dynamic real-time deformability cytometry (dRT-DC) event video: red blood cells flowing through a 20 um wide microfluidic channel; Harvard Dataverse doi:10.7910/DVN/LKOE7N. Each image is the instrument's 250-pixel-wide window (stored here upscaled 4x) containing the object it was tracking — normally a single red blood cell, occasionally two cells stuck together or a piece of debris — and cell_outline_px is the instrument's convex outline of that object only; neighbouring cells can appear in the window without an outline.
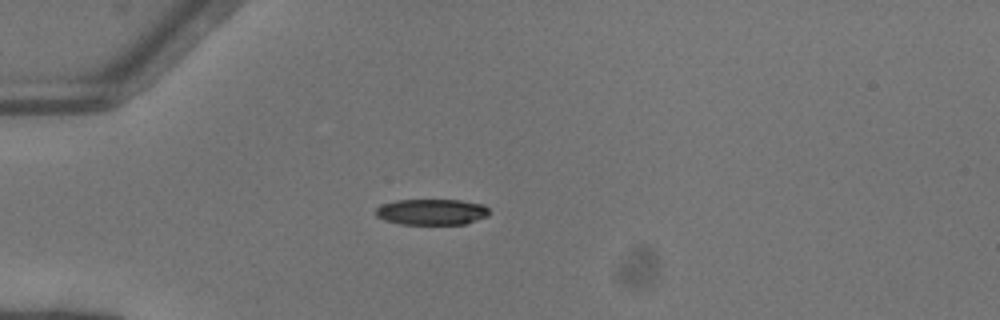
{"species": "common noctule bat (a hibernating species)", "species_latin": "Nyctalus noctula", "temperature_condition": "warm", "stored_images_in_passage": 37, "camera_frame_rate_fps": 3000, "um_per_image_px": 0.085, "animal": {"sex": "female"}, "frame": {"image": 1, "passage_image": 1, "time_ms": 0.0, "image_size_px": [1000, 320], "cell_outline_px": [[488, 216], [464, 224], [400, 224], [384, 220], [376, 216], [376, 208], [380, 204], [396, 200], [460, 200], [484, 204], [488, 208]], "centroid_in_image_um": [36.67, 18.01], "position_along_channel_um": 48.3, "area_um2": 17.22}}
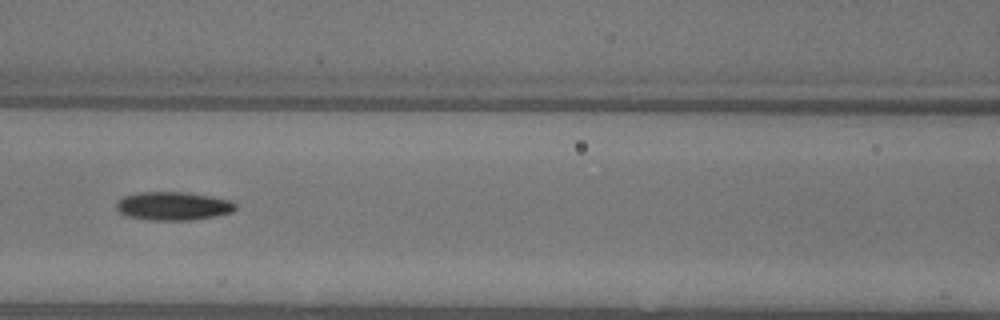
{"frame": {"image": 2, "passage_image": 10, "time_ms": 3.0, "image_size_px": [1000, 320], "cell_outline_px": [[236, 208], [232, 212], [216, 216], [192, 220], [148, 220], [124, 216], [116, 208], [116, 204], [124, 196], [140, 192], [188, 192], [212, 196], [232, 200], [236, 204]], "centroid_in_image_um": [14.74, 17.51], "position_along_channel_um": 151.9, "area_um2": 19.94}}
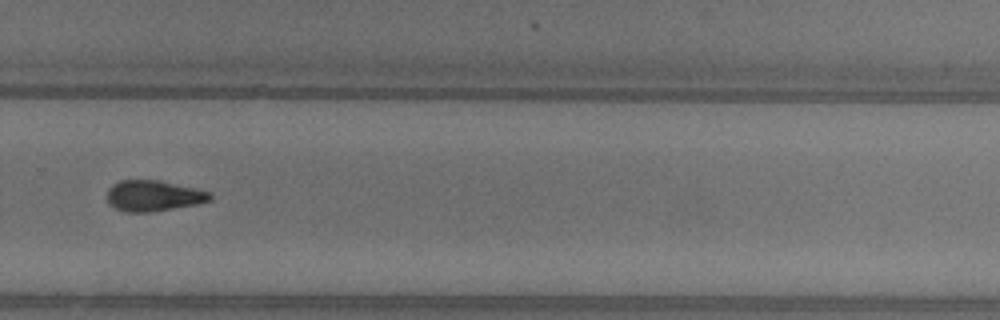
{"frame": {"image": 3, "passage_image": 22, "time_ms": 7.0, "image_size_px": [1000, 320], "cell_outline_px": [[212, 200], [196, 204], [152, 212], [124, 212], [108, 204], [108, 188], [112, 184], [120, 180], [160, 180], [196, 188], [212, 192]], "centroid_in_image_um": [13.06, 16.64], "position_along_channel_um": 316.7, "area_um2": 18.67}, "authors_computed_cell_mechanics": {"area_um2": 19.0162, "velocity_mm_per_s": 4.1435, "shape_relaxation_time_tau1_ms": 6.9135, "shape_relaxation_time_tau2_ms": null, "deformation_change_tau1": 0.2109, "deformation_change_tau2": null}}